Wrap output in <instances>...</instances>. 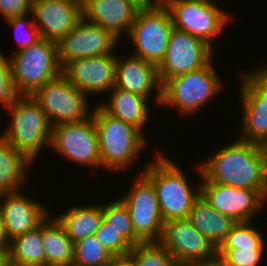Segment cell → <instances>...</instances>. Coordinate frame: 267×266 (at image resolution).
<instances>
[{
    "instance_id": "cell-19",
    "label": "cell",
    "mask_w": 267,
    "mask_h": 266,
    "mask_svg": "<svg viewBox=\"0 0 267 266\" xmlns=\"http://www.w3.org/2000/svg\"><path fill=\"white\" fill-rule=\"evenodd\" d=\"M34 199L21 189L0 195V209L9 240L36 229L50 215L44 203Z\"/></svg>"
},
{
    "instance_id": "cell-27",
    "label": "cell",
    "mask_w": 267,
    "mask_h": 266,
    "mask_svg": "<svg viewBox=\"0 0 267 266\" xmlns=\"http://www.w3.org/2000/svg\"><path fill=\"white\" fill-rule=\"evenodd\" d=\"M4 262L9 266H45L40 226L10 240Z\"/></svg>"
},
{
    "instance_id": "cell-33",
    "label": "cell",
    "mask_w": 267,
    "mask_h": 266,
    "mask_svg": "<svg viewBox=\"0 0 267 266\" xmlns=\"http://www.w3.org/2000/svg\"><path fill=\"white\" fill-rule=\"evenodd\" d=\"M23 94L12 80L9 57L0 51V104L9 108L14 105Z\"/></svg>"
},
{
    "instance_id": "cell-12",
    "label": "cell",
    "mask_w": 267,
    "mask_h": 266,
    "mask_svg": "<svg viewBox=\"0 0 267 266\" xmlns=\"http://www.w3.org/2000/svg\"><path fill=\"white\" fill-rule=\"evenodd\" d=\"M128 193L119 198L127 207L135 235L143 242H159L164 221L153 183L142 173Z\"/></svg>"
},
{
    "instance_id": "cell-17",
    "label": "cell",
    "mask_w": 267,
    "mask_h": 266,
    "mask_svg": "<svg viewBox=\"0 0 267 266\" xmlns=\"http://www.w3.org/2000/svg\"><path fill=\"white\" fill-rule=\"evenodd\" d=\"M116 60V52L71 60L62 68V74L87 97L108 93L115 84Z\"/></svg>"
},
{
    "instance_id": "cell-8",
    "label": "cell",
    "mask_w": 267,
    "mask_h": 266,
    "mask_svg": "<svg viewBox=\"0 0 267 266\" xmlns=\"http://www.w3.org/2000/svg\"><path fill=\"white\" fill-rule=\"evenodd\" d=\"M169 10L175 29L187 32L212 46L232 16L214 2L205 0H160ZM224 28V29H223Z\"/></svg>"
},
{
    "instance_id": "cell-13",
    "label": "cell",
    "mask_w": 267,
    "mask_h": 266,
    "mask_svg": "<svg viewBox=\"0 0 267 266\" xmlns=\"http://www.w3.org/2000/svg\"><path fill=\"white\" fill-rule=\"evenodd\" d=\"M212 51L204 40L173 28L165 57L157 67L161 85L170 78L206 66L213 58Z\"/></svg>"
},
{
    "instance_id": "cell-45",
    "label": "cell",
    "mask_w": 267,
    "mask_h": 266,
    "mask_svg": "<svg viewBox=\"0 0 267 266\" xmlns=\"http://www.w3.org/2000/svg\"><path fill=\"white\" fill-rule=\"evenodd\" d=\"M205 1L215 2L216 0H205Z\"/></svg>"
},
{
    "instance_id": "cell-28",
    "label": "cell",
    "mask_w": 267,
    "mask_h": 266,
    "mask_svg": "<svg viewBox=\"0 0 267 266\" xmlns=\"http://www.w3.org/2000/svg\"><path fill=\"white\" fill-rule=\"evenodd\" d=\"M102 220L118 231L132 246L143 243L135 235L129 211L119 198L102 204Z\"/></svg>"
},
{
    "instance_id": "cell-29",
    "label": "cell",
    "mask_w": 267,
    "mask_h": 266,
    "mask_svg": "<svg viewBox=\"0 0 267 266\" xmlns=\"http://www.w3.org/2000/svg\"><path fill=\"white\" fill-rule=\"evenodd\" d=\"M114 259L101 246L95 235L74 243L72 266H109Z\"/></svg>"
},
{
    "instance_id": "cell-5",
    "label": "cell",
    "mask_w": 267,
    "mask_h": 266,
    "mask_svg": "<svg viewBox=\"0 0 267 266\" xmlns=\"http://www.w3.org/2000/svg\"><path fill=\"white\" fill-rule=\"evenodd\" d=\"M213 59L204 67L168 79L162 85L161 105L177 108L181 115L198 113L216 97L224 83Z\"/></svg>"
},
{
    "instance_id": "cell-40",
    "label": "cell",
    "mask_w": 267,
    "mask_h": 266,
    "mask_svg": "<svg viewBox=\"0 0 267 266\" xmlns=\"http://www.w3.org/2000/svg\"><path fill=\"white\" fill-rule=\"evenodd\" d=\"M109 266H133L130 260L126 258H115Z\"/></svg>"
},
{
    "instance_id": "cell-18",
    "label": "cell",
    "mask_w": 267,
    "mask_h": 266,
    "mask_svg": "<svg viewBox=\"0 0 267 266\" xmlns=\"http://www.w3.org/2000/svg\"><path fill=\"white\" fill-rule=\"evenodd\" d=\"M30 15L40 37L57 43L83 17L82 0H32Z\"/></svg>"
},
{
    "instance_id": "cell-25",
    "label": "cell",
    "mask_w": 267,
    "mask_h": 266,
    "mask_svg": "<svg viewBox=\"0 0 267 266\" xmlns=\"http://www.w3.org/2000/svg\"><path fill=\"white\" fill-rule=\"evenodd\" d=\"M32 164L0 136V195L24 188Z\"/></svg>"
},
{
    "instance_id": "cell-21",
    "label": "cell",
    "mask_w": 267,
    "mask_h": 266,
    "mask_svg": "<svg viewBox=\"0 0 267 266\" xmlns=\"http://www.w3.org/2000/svg\"><path fill=\"white\" fill-rule=\"evenodd\" d=\"M117 54L115 84L121 90L139 94L148 100L155 88L157 104H161L162 85L159 80L158 69L155 65L134 55L124 59ZM153 92V93H152Z\"/></svg>"
},
{
    "instance_id": "cell-31",
    "label": "cell",
    "mask_w": 267,
    "mask_h": 266,
    "mask_svg": "<svg viewBox=\"0 0 267 266\" xmlns=\"http://www.w3.org/2000/svg\"><path fill=\"white\" fill-rule=\"evenodd\" d=\"M252 223L237 222L217 250L264 249V236L251 225Z\"/></svg>"
},
{
    "instance_id": "cell-20",
    "label": "cell",
    "mask_w": 267,
    "mask_h": 266,
    "mask_svg": "<svg viewBox=\"0 0 267 266\" xmlns=\"http://www.w3.org/2000/svg\"><path fill=\"white\" fill-rule=\"evenodd\" d=\"M136 0H82V14L87 21L98 24L120 41L129 33L137 11Z\"/></svg>"
},
{
    "instance_id": "cell-10",
    "label": "cell",
    "mask_w": 267,
    "mask_h": 266,
    "mask_svg": "<svg viewBox=\"0 0 267 266\" xmlns=\"http://www.w3.org/2000/svg\"><path fill=\"white\" fill-rule=\"evenodd\" d=\"M249 71L240 76L243 120L239 139L258 143L267 139V72L258 67Z\"/></svg>"
},
{
    "instance_id": "cell-44",
    "label": "cell",
    "mask_w": 267,
    "mask_h": 266,
    "mask_svg": "<svg viewBox=\"0 0 267 266\" xmlns=\"http://www.w3.org/2000/svg\"><path fill=\"white\" fill-rule=\"evenodd\" d=\"M1 266H9V265H7V264L4 262Z\"/></svg>"
},
{
    "instance_id": "cell-14",
    "label": "cell",
    "mask_w": 267,
    "mask_h": 266,
    "mask_svg": "<svg viewBox=\"0 0 267 266\" xmlns=\"http://www.w3.org/2000/svg\"><path fill=\"white\" fill-rule=\"evenodd\" d=\"M197 172L200 173L201 195L216 211L230 216L236 222H253L256 215L264 208L267 201L258 191L240 189L232 186L210 182L201 176L200 165L197 164Z\"/></svg>"
},
{
    "instance_id": "cell-36",
    "label": "cell",
    "mask_w": 267,
    "mask_h": 266,
    "mask_svg": "<svg viewBox=\"0 0 267 266\" xmlns=\"http://www.w3.org/2000/svg\"><path fill=\"white\" fill-rule=\"evenodd\" d=\"M32 0H0V14L5 20L31 13Z\"/></svg>"
},
{
    "instance_id": "cell-24",
    "label": "cell",
    "mask_w": 267,
    "mask_h": 266,
    "mask_svg": "<svg viewBox=\"0 0 267 266\" xmlns=\"http://www.w3.org/2000/svg\"><path fill=\"white\" fill-rule=\"evenodd\" d=\"M45 266H72L74 243L56 217L49 215L40 225Z\"/></svg>"
},
{
    "instance_id": "cell-15",
    "label": "cell",
    "mask_w": 267,
    "mask_h": 266,
    "mask_svg": "<svg viewBox=\"0 0 267 266\" xmlns=\"http://www.w3.org/2000/svg\"><path fill=\"white\" fill-rule=\"evenodd\" d=\"M159 243L174 258L177 266L208 261L217 256V249L187 219L164 222Z\"/></svg>"
},
{
    "instance_id": "cell-7",
    "label": "cell",
    "mask_w": 267,
    "mask_h": 266,
    "mask_svg": "<svg viewBox=\"0 0 267 266\" xmlns=\"http://www.w3.org/2000/svg\"><path fill=\"white\" fill-rule=\"evenodd\" d=\"M9 60L12 80L23 95L30 96L62 73L56 43L43 38L15 51Z\"/></svg>"
},
{
    "instance_id": "cell-9",
    "label": "cell",
    "mask_w": 267,
    "mask_h": 266,
    "mask_svg": "<svg viewBox=\"0 0 267 266\" xmlns=\"http://www.w3.org/2000/svg\"><path fill=\"white\" fill-rule=\"evenodd\" d=\"M30 96L41 107L51 127L80 122L92 112L88 97L76 89L62 73Z\"/></svg>"
},
{
    "instance_id": "cell-42",
    "label": "cell",
    "mask_w": 267,
    "mask_h": 266,
    "mask_svg": "<svg viewBox=\"0 0 267 266\" xmlns=\"http://www.w3.org/2000/svg\"><path fill=\"white\" fill-rule=\"evenodd\" d=\"M4 263V257L0 254V266Z\"/></svg>"
},
{
    "instance_id": "cell-38",
    "label": "cell",
    "mask_w": 267,
    "mask_h": 266,
    "mask_svg": "<svg viewBox=\"0 0 267 266\" xmlns=\"http://www.w3.org/2000/svg\"><path fill=\"white\" fill-rule=\"evenodd\" d=\"M260 154L262 157V166H263V174L264 178L267 181V139L261 140L257 143Z\"/></svg>"
},
{
    "instance_id": "cell-22",
    "label": "cell",
    "mask_w": 267,
    "mask_h": 266,
    "mask_svg": "<svg viewBox=\"0 0 267 266\" xmlns=\"http://www.w3.org/2000/svg\"><path fill=\"white\" fill-rule=\"evenodd\" d=\"M187 220L195 229L203 235L216 249L226 239L236 221L216 211L210 204L200 196L194 201L193 206L188 214Z\"/></svg>"
},
{
    "instance_id": "cell-23",
    "label": "cell",
    "mask_w": 267,
    "mask_h": 266,
    "mask_svg": "<svg viewBox=\"0 0 267 266\" xmlns=\"http://www.w3.org/2000/svg\"><path fill=\"white\" fill-rule=\"evenodd\" d=\"M110 100L100 102L99 106L111 116L137 127L144 135V125L149 122V100L139 94L113 87Z\"/></svg>"
},
{
    "instance_id": "cell-11",
    "label": "cell",
    "mask_w": 267,
    "mask_h": 266,
    "mask_svg": "<svg viewBox=\"0 0 267 266\" xmlns=\"http://www.w3.org/2000/svg\"><path fill=\"white\" fill-rule=\"evenodd\" d=\"M51 149L87 168H101L98 134L93 117L52 127Z\"/></svg>"
},
{
    "instance_id": "cell-1",
    "label": "cell",
    "mask_w": 267,
    "mask_h": 266,
    "mask_svg": "<svg viewBox=\"0 0 267 266\" xmlns=\"http://www.w3.org/2000/svg\"><path fill=\"white\" fill-rule=\"evenodd\" d=\"M201 162V176L206 180L235 188L256 190L267 200V181L257 143L238 138L227 146L223 145L208 160Z\"/></svg>"
},
{
    "instance_id": "cell-39",
    "label": "cell",
    "mask_w": 267,
    "mask_h": 266,
    "mask_svg": "<svg viewBox=\"0 0 267 266\" xmlns=\"http://www.w3.org/2000/svg\"><path fill=\"white\" fill-rule=\"evenodd\" d=\"M187 266H228V265L224 262L222 258L216 256L214 259L193 263Z\"/></svg>"
},
{
    "instance_id": "cell-4",
    "label": "cell",
    "mask_w": 267,
    "mask_h": 266,
    "mask_svg": "<svg viewBox=\"0 0 267 266\" xmlns=\"http://www.w3.org/2000/svg\"><path fill=\"white\" fill-rule=\"evenodd\" d=\"M7 110L12 116L9 120L11 123L7 124L9 126L0 136L34 164L43 146L51 145L52 127L48 119L28 95H23Z\"/></svg>"
},
{
    "instance_id": "cell-34",
    "label": "cell",
    "mask_w": 267,
    "mask_h": 266,
    "mask_svg": "<svg viewBox=\"0 0 267 266\" xmlns=\"http://www.w3.org/2000/svg\"><path fill=\"white\" fill-rule=\"evenodd\" d=\"M264 249L240 248L236 250H217V256L228 266H260Z\"/></svg>"
},
{
    "instance_id": "cell-26",
    "label": "cell",
    "mask_w": 267,
    "mask_h": 266,
    "mask_svg": "<svg viewBox=\"0 0 267 266\" xmlns=\"http://www.w3.org/2000/svg\"><path fill=\"white\" fill-rule=\"evenodd\" d=\"M73 243L95 235L102 221V204L73 206L55 216Z\"/></svg>"
},
{
    "instance_id": "cell-2",
    "label": "cell",
    "mask_w": 267,
    "mask_h": 266,
    "mask_svg": "<svg viewBox=\"0 0 267 266\" xmlns=\"http://www.w3.org/2000/svg\"><path fill=\"white\" fill-rule=\"evenodd\" d=\"M91 116L98 134L101 168L112 172L127 170L147 146V139L137 127L105 112L98 104Z\"/></svg>"
},
{
    "instance_id": "cell-32",
    "label": "cell",
    "mask_w": 267,
    "mask_h": 266,
    "mask_svg": "<svg viewBox=\"0 0 267 266\" xmlns=\"http://www.w3.org/2000/svg\"><path fill=\"white\" fill-rule=\"evenodd\" d=\"M95 236L101 246L114 258H126L133 247L118 231L103 220Z\"/></svg>"
},
{
    "instance_id": "cell-6",
    "label": "cell",
    "mask_w": 267,
    "mask_h": 266,
    "mask_svg": "<svg viewBox=\"0 0 267 266\" xmlns=\"http://www.w3.org/2000/svg\"><path fill=\"white\" fill-rule=\"evenodd\" d=\"M173 28L170 12L160 0L142 6L127 35L134 45L132 55L158 67L165 57Z\"/></svg>"
},
{
    "instance_id": "cell-3",
    "label": "cell",
    "mask_w": 267,
    "mask_h": 266,
    "mask_svg": "<svg viewBox=\"0 0 267 266\" xmlns=\"http://www.w3.org/2000/svg\"><path fill=\"white\" fill-rule=\"evenodd\" d=\"M154 158L141 172L154 185L163 221L187 219L201 194L200 183L193 189L182 168L162 152Z\"/></svg>"
},
{
    "instance_id": "cell-41",
    "label": "cell",
    "mask_w": 267,
    "mask_h": 266,
    "mask_svg": "<svg viewBox=\"0 0 267 266\" xmlns=\"http://www.w3.org/2000/svg\"><path fill=\"white\" fill-rule=\"evenodd\" d=\"M141 6H144V5H147V4H150L156 0H136Z\"/></svg>"
},
{
    "instance_id": "cell-16",
    "label": "cell",
    "mask_w": 267,
    "mask_h": 266,
    "mask_svg": "<svg viewBox=\"0 0 267 266\" xmlns=\"http://www.w3.org/2000/svg\"><path fill=\"white\" fill-rule=\"evenodd\" d=\"M118 39L98 24L81 18L77 25L57 43L58 62L63 68L69 61L113 54Z\"/></svg>"
},
{
    "instance_id": "cell-30",
    "label": "cell",
    "mask_w": 267,
    "mask_h": 266,
    "mask_svg": "<svg viewBox=\"0 0 267 266\" xmlns=\"http://www.w3.org/2000/svg\"><path fill=\"white\" fill-rule=\"evenodd\" d=\"M127 258L133 266H177L174 258L159 242L137 244Z\"/></svg>"
},
{
    "instance_id": "cell-43",
    "label": "cell",
    "mask_w": 267,
    "mask_h": 266,
    "mask_svg": "<svg viewBox=\"0 0 267 266\" xmlns=\"http://www.w3.org/2000/svg\"><path fill=\"white\" fill-rule=\"evenodd\" d=\"M258 68H261V69H267V66H265L264 65V67L262 66V67H260V65H259V67Z\"/></svg>"
},
{
    "instance_id": "cell-35",
    "label": "cell",
    "mask_w": 267,
    "mask_h": 266,
    "mask_svg": "<svg viewBox=\"0 0 267 266\" xmlns=\"http://www.w3.org/2000/svg\"><path fill=\"white\" fill-rule=\"evenodd\" d=\"M28 15L30 16V14H26L23 16H17V17H13V18L4 20L7 22V24L9 26L12 27L13 30H15L16 34H17V32L18 33L21 32V35H22L23 31L28 30V31H25V33L27 32V34H25V35L23 34L24 38H22L18 35L15 36L17 38L16 40L18 41V49L17 50L27 48L28 46L35 44L38 40L41 39L39 31L33 22V18H31V20L30 19L28 20L27 19Z\"/></svg>"
},
{
    "instance_id": "cell-37",
    "label": "cell",
    "mask_w": 267,
    "mask_h": 266,
    "mask_svg": "<svg viewBox=\"0 0 267 266\" xmlns=\"http://www.w3.org/2000/svg\"><path fill=\"white\" fill-rule=\"evenodd\" d=\"M10 240L7 236L2 211L0 209V254L5 257L8 254Z\"/></svg>"
}]
</instances>
